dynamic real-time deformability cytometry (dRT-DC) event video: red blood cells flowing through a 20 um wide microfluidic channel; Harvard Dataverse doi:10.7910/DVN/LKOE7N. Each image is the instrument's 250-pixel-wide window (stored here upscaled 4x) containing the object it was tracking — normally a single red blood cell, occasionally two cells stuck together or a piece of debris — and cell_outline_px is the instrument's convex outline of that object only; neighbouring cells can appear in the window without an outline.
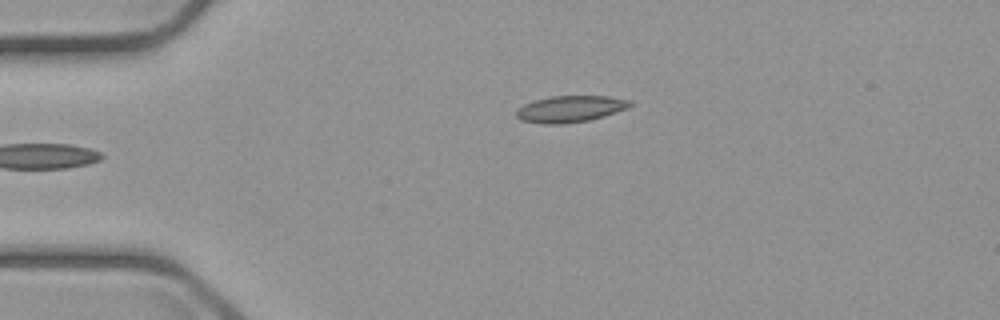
{"species": "common noctule bat (a hibernating species)", "species_latin": "Nyctalus noctula", "temperature_condition": "cold", "stored_images_in_passage": 38, "camera_frame_rate_fps": 3000, "um_per_image_px": 0.085, "animal": {"sex": "male", "body_mass_g": 23.1, "forearm_length_mm": 52.7}, "frame": {"image": 1, "passage_image": 1, "time_ms": 0.0, "image_size_px": [1000, 320], "cell_outline_px": [[632, 104], [628, 108], [604, 116], [588, 120], [564, 124], [544, 124], [520, 120], [516, 116], [516, 112], [524, 104], [536, 100], [552, 96], [608, 96], [632, 100]], "centroid_in_image_um": [48.5, 9.26], "position_along_channel_um": 36.5, "area_um2": 17.51}}
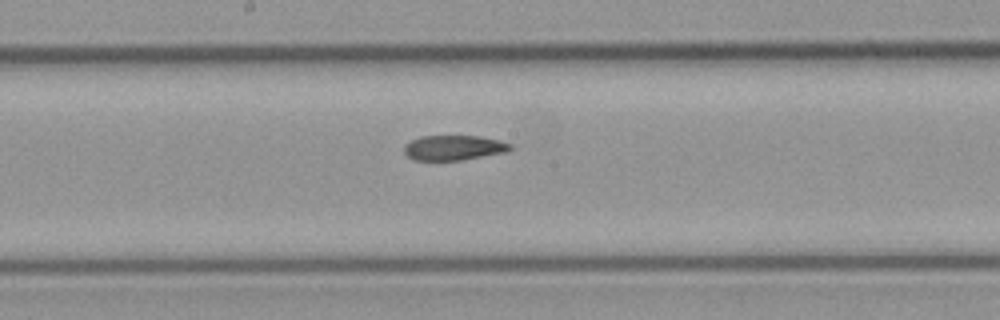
{"frame": {"image": 2, "passage_image": 18, "time_ms": 5.667, "image_size_px": [1000, 320], "cell_outline_px": [[512, 148], [508, 152], [464, 160], [416, 160], [408, 156], [404, 152], [404, 144], [420, 136], [476, 136], [500, 140], [512, 144]], "centroid_in_image_um": [38.6, 12.56], "position_along_channel_um": 209.6, "area_um2": 15.55}}
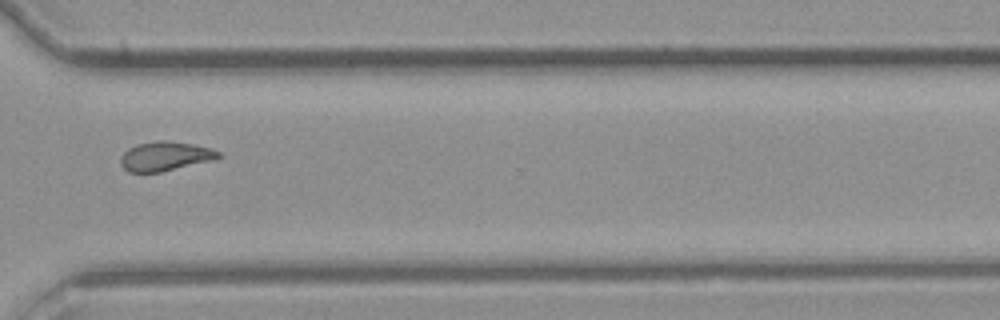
{"frame": {"image": 3, "passage_image": 30, "time_ms": 9.667, "image_size_px": [1000, 320], "cell_outline_px": [[224, 156], [216, 160], [160, 172], [128, 172], [120, 164], [120, 156], [128, 148], [136, 144], [156, 140], [164, 140], [192, 144], [212, 148], [220, 152]], "centroid_in_image_um": [14.07, 13.28], "position_along_channel_um": 356.5, "area_um2": 16.99}, "authors_computed_cell_mechanics": {"area_um2": 16.8198, "velocity_mm_per_s": 3.6905, "shape_relaxation_time_tau1_ms": null, "shape_relaxation_time_tau2_ms": 3.6454, "deformation_change_tau1": null, "deformation_change_tau2": 0.0979}}